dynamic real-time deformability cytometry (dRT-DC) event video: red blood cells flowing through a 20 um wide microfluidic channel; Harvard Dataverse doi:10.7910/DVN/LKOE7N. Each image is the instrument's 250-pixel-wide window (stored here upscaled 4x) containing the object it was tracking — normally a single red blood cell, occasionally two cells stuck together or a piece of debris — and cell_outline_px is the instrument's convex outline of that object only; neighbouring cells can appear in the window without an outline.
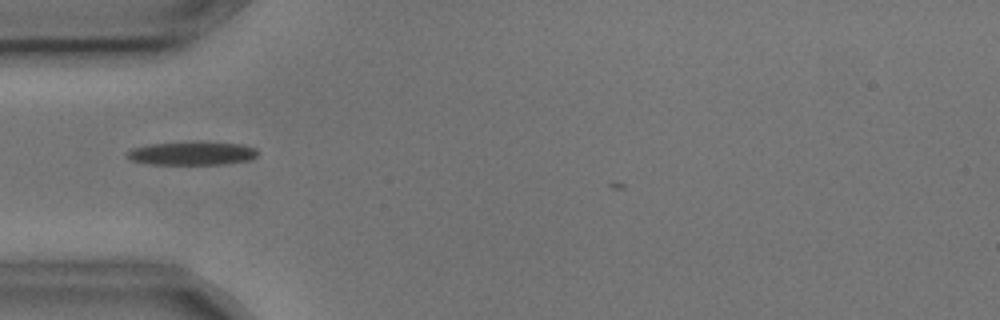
{"species": "common noctule bat (a hibernating species)", "species_latin": "Nyctalus noctula", "temperature_condition": "cold", "stored_images_in_passage": 2, "camera_frame_rate_fps": 3000, "um_per_image_px": 0.085, "animal": {"sex": "male", "body_mass_g": 17.9, "forearm_length_mm": 54.2}, "frame": {"image": 1, "passage_image": 1, "time_ms": 0.0, "image_size_px": [1000, 320], "cell_outline_px": [[260, 152], [252, 160], [224, 164], [148, 164], [132, 160], [124, 156], [124, 152], [132, 148], [148, 144], [240, 144], [256, 148]], "centroid_in_image_um": [16.29, 13.08], "position_along_channel_um": 68.7, "area_um2": 17.22}}